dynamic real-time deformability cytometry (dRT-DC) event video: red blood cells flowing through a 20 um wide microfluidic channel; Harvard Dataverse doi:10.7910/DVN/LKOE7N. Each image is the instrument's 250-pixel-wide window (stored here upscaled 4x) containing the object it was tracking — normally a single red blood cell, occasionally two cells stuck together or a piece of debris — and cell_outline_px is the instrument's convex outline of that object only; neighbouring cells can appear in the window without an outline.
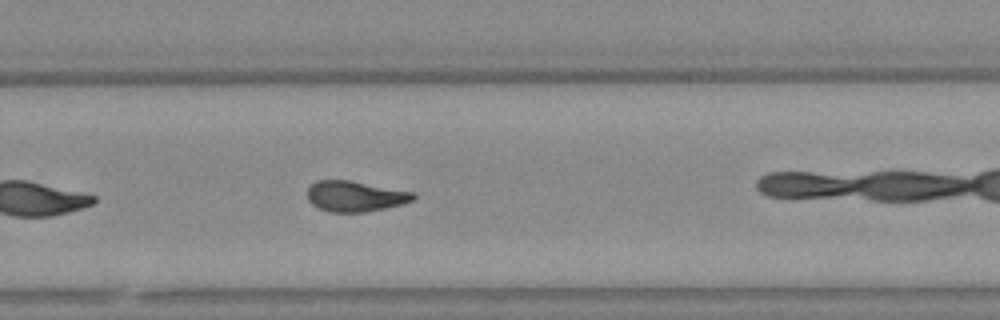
{"species": "Egyptian fruit bat (a non-hibernating species)", "species_latin": "Rousettus aegyptiacus", "temperature_condition": "warm", "stored_images_in_passage": 36, "camera_frame_rate_fps": 3000, "um_per_image_px": 0.085, "animal": {"sex": "female"}, "frame": {"image": 1, "passage_image": 21, "time_ms": 6.667, "image_size_px": [1000, 320], "cell_outline_px": [[416, 196], [412, 200], [404, 204], [364, 212], [332, 212], [320, 208], [312, 204], [308, 200], [308, 188], [316, 180], [348, 180], [416, 192]], "centroid_in_image_um": [30.21, 16.67], "position_along_channel_um": 299.6, "area_um2": 18.84}, "authors_computed_cell_mechanics": {"area_um2": 19.1029, "velocity_mm_per_s": 3.7604, "shape_relaxation_time_tau1_ms": 8.8081, "shape_relaxation_time_tau2_ms": 3.1084, "deformation_change_tau1": 0.2533, "deformation_change_tau2": 0.1151}}